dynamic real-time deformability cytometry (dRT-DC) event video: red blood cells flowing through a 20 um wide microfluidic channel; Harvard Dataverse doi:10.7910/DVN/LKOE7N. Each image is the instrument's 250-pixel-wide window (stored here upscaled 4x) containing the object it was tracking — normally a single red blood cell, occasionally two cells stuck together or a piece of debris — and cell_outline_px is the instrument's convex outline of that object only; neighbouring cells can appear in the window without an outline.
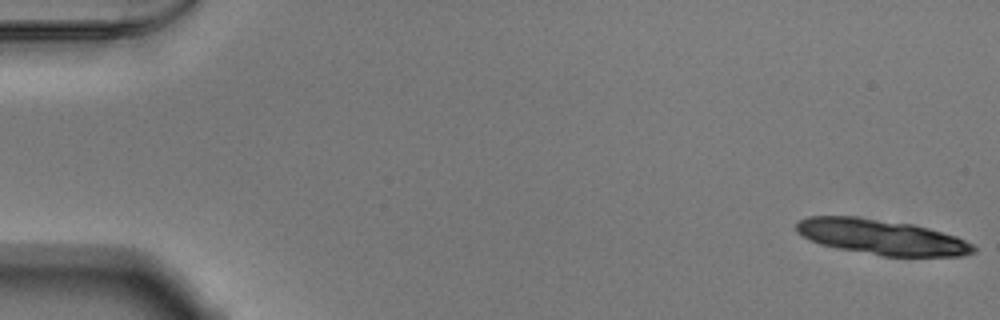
{"species": "Egyptian fruit bat (a non-hibernating species)", "species_latin": "Rousettus aegyptiacus", "temperature_condition": "warm", "stored_images_in_passage": 15, "camera_frame_rate_fps": 3000, "um_per_image_px": 0.085, "animal": {"sex": "male"}, "frame": {"image": 1, "passage_image": 1, "time_ms": 0.0, "image_size_px": [1000, 320], "cell_outline_px": [[976, 252], [960, 256], [880, 256], [836, 248], [820, 244], [796, 232], [796, 224], [800, 220], [808, 216], [856, 216], [912, 224], [928, 228], [956, 236], [972, 244], [976, 248]], "centroid_in_image_um": [74.92, 20.15], "position_along_channel_um": 10.1, "area_um2": 36.3}}